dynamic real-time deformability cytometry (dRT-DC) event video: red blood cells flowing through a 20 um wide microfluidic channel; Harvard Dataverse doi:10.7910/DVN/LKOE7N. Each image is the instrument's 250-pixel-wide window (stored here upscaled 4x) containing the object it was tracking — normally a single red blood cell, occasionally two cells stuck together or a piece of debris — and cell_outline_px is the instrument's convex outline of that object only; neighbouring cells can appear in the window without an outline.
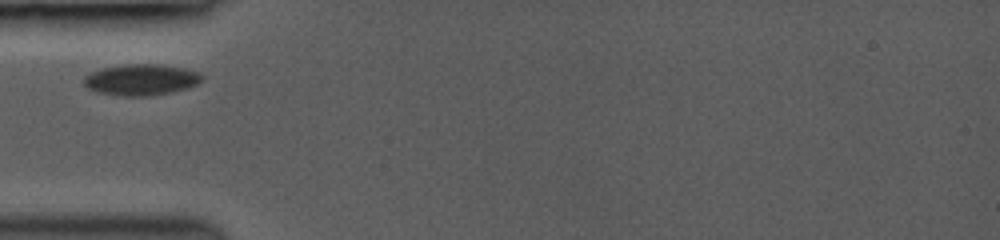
{"species": "common noctule bat (a hibernating species)", "species_latin": "Nyctalus noctula", "temperature_condition": "room temperature", "stored_images_in_passage": 2, "camera_frame_rate_fps": 3000, "um_per_image_px": 0.085, "animal": {"sex": "female", "body_mass_g": 19.0, "forearm_length_mm": 53.3}, "frame": {"image": 1, "passage_image": 1, "time_ms": 0.0, "image_size_px": [1000, 240], "cell_outline_px": [[204, 76], [196, 84], [188, 88], [148, 96], [120, 96], [96, 92], [88, 88], [84, 84], [84, 76], [92, 72], [104, 68], [124, 64], [160, 64], [184, 68], [200, 72]], "centroid_in_image_um": [11.99, 6.77], "position_along_channel_um": 73.0, "area_um2": 21.39}}